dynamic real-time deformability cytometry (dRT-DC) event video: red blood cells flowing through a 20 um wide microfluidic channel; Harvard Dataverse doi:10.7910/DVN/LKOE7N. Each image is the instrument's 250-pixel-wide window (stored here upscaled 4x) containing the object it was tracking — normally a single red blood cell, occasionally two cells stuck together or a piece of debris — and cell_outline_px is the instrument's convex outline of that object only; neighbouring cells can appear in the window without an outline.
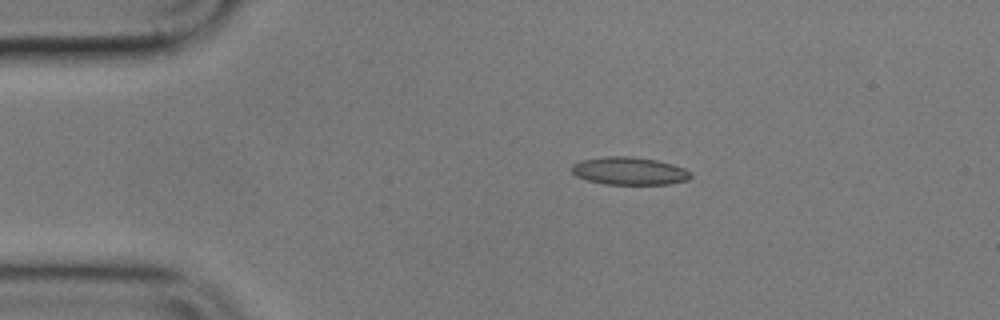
{"species": "common noctule bat (a hibernating species)", "species_latin": "Nyctalus noctula", "temperature_condition": "cold", "stored_images_in_passage": 9, "camera_frame_rate_fps": 3000, "um_per_image_px": 0.085, "animal": {"sex": "male", "body_mass_g": 17.9}, "frame": {"image": 1, "passage_image": 2, "time_ms": 1.333, "image_size_px": [1000, 320], "cell_outline_px": [[692, 176], [688, 180], [668, 184], [604, 184], [588, 180], [576, 176], [572, 172], [572, 164], [580, 160], [604, 156], [632, 156], [656, 160], [672, 164], [684, 168], [692, 172]], "centroid_in_image_um": [53.49, 14.52], "position_along_channel_um": 31.5, "area_um2": 19.36}}
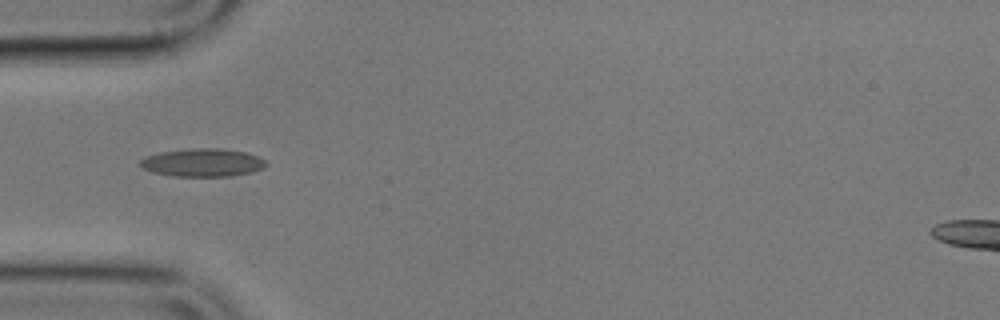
{"frame": {"image": 2, "passage_image": 4, "time_ms": 3.667, "image_size_px": [1000, 320], "cell_outline_px": [[268, 164], [264, 168], [252, 172], [228, 176], [172, 176], [152, 172], [144, 168], [140, 164], [140, 160], [148, 156], [160, 152], [196, 148], [220, 148], [248, 152], [260, 156]], "centroid_in_image_um": [17.28, 13.82], "position_along_channel_um": 67.7, "area_um2": 20.58}}
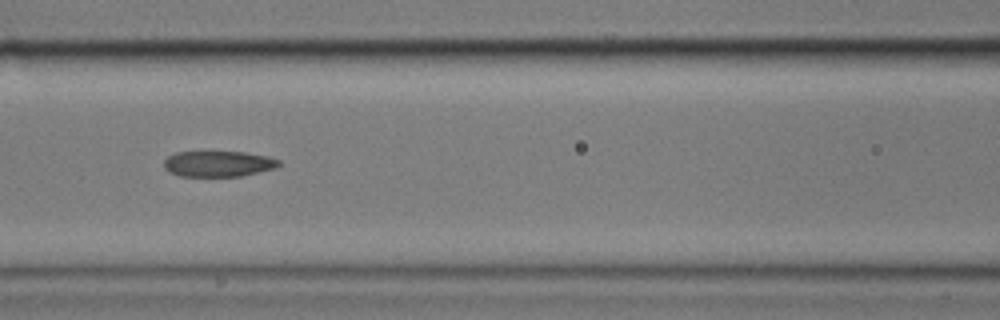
{"frame": {"image": 3, "passage_image": 6, "time_ms": 6.0, "image_size_px": [1000, 320], "cell_outline_px": [[280, 164], [276, 168], [240, 176], [180, 176], [168, 172], [164, 168], [164, 160], [168, 156], [176, 152], [244, 152], [268, 156], [280, 160]], "centroid_in_image_um": [18.54, 13.92], "position_along_channel_um": 148.1, "area_um2": 17.28}}